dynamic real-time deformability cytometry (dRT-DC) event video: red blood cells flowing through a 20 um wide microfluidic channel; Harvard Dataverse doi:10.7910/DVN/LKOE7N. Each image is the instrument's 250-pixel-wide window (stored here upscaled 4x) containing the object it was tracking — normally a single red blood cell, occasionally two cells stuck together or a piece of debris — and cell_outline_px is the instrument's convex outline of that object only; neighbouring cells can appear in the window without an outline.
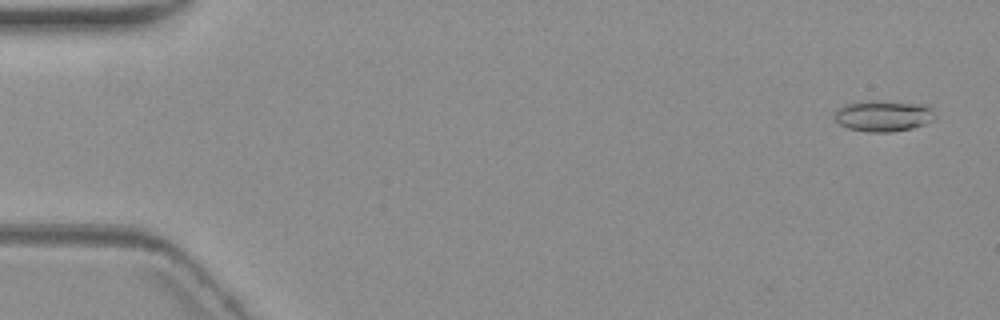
{"species": "common noctule bat (a hibernating species)", "species_latin": "Nyctalus noctula", "temperature_condition": "warm", "stored_images_in_passage": 5, "camera_frame_rate_fps": 3000, "um_per_image_px": 0.085, "animal": {"sex": "female", "body_mass_g": 19.3, "forearm_length_mm": 54.1}, "frame": {"image": 1, "passage_image": 1, "time_ms": 0.0, "image_size_px": [1000, 320], "cell_outline_px": [[936, 120], [912, 128], [892, 132], [868, 132], [848, 128], [840, 124], [836, 120], [836, 112], [844, 104], [864, 100], [880, 100], [924, 104], [936, 116]], "centroid_in_image_um": [75.1, 9.84], "position_along_channel_um": 9.9, "area_um2": 18.26}}
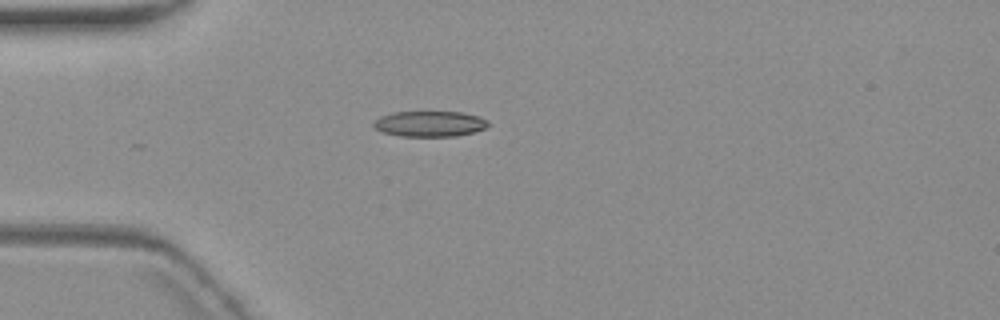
{"frame": {"image": 2, "passage_image": 4, "time_ms": 4.667, "image_size_px": [1000, 320], "cell_outline_px": [[488, 128], [456, 136], [400, 136], [380, 132], [372, 124], [380, 116], [392, 112], [460, 112], [480, 116], [488, 120]], "centroid_in_image_um": [36.53, 10.52], "position_along_channel_um": 48.5, "area_um2": 17.17}}